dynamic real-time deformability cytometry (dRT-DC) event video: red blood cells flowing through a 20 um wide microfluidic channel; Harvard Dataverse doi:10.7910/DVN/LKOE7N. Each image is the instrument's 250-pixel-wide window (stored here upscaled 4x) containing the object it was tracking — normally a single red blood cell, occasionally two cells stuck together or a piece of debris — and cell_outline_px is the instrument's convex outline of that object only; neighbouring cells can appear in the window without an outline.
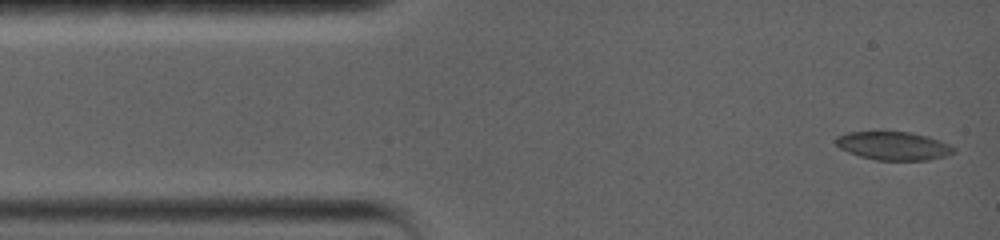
{"species": "common noctule bat (a hibernating species)", "species_latin": "Nyctalus noctula", "temperature_condition": "warm", "stored_images_in_passage": 88, "camera_frame_rate_fps": 5000, "um_per_image_px": 0.085, "animal": {"sex": "female", "body_mass_g": 19.0, "forearm_length_mm": 56.7}, "frame": {"image": 1, "passage_image": 1, "time_ms": 0.0, "image_size_px": [1000, 240], "cell_outline_px": [[956, 152], [948, 156], [928, 160], [876, 160], [860, 156], [848, 152], [840, 148], [832, 140], [836, 136], [848, 132], [912, 132], [928, 136], [940, 140], [956, 148]], "centroid_in_image_um": [75.96, 12.4], "position_along_channel_um": 9.0, "area_um2": 19.71}}
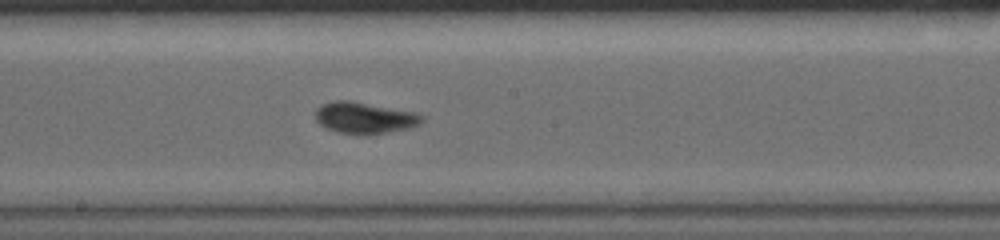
{"frame": {"image": 2, "passage_image": 38, "time_ms": 7.8, "image_size_px": [1000, 240], "cell_outline_px": [[424, 120], [420, 124], [408, 128], [384, 132], [340, 132], [328, 128], [320, 124], [316, 120], [316, 108], [320, 104], [332, 100], [352, 100], [416, 112], [424, 116]], "centroid_in_image_um": [30.99, 9.95], "position_along_channel_um": 217.2, "area_um2": 19.07}}
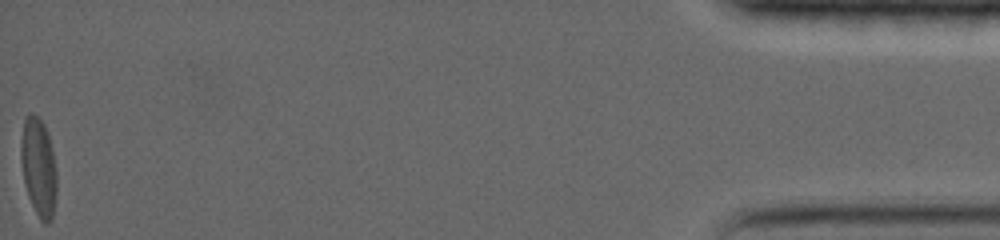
{"frame": {"image": 3, "passage_image": 88, "time_ms": 17.8, "image_size_px": [1000, 240], "cell_outline_px": [[56, 192], [52, 220], [48, 224], [44, 224], [40, 220], [28, 196], [24, 184], [20, 160], [20, 144], [24, 116], [28, 112], [32, 112], [44, 124], [52, 148], [56, 172]], "centroid_in_image_um": [3.25, 14.2], "position_along_channel_um": 431.9, "area_um2": 20.75}, "authors_computed_cell_mechanics": {"area_um2": 19.363, "velocity_mm_per_s": 3.5546, "shape_relaxation_time_tau1_ms": 4.3114, "shape_relaxation_time_tau2_ms": 1.597, "deformation_change_tau1": 0.1452, "deformation_change_tau2": 0.054}}